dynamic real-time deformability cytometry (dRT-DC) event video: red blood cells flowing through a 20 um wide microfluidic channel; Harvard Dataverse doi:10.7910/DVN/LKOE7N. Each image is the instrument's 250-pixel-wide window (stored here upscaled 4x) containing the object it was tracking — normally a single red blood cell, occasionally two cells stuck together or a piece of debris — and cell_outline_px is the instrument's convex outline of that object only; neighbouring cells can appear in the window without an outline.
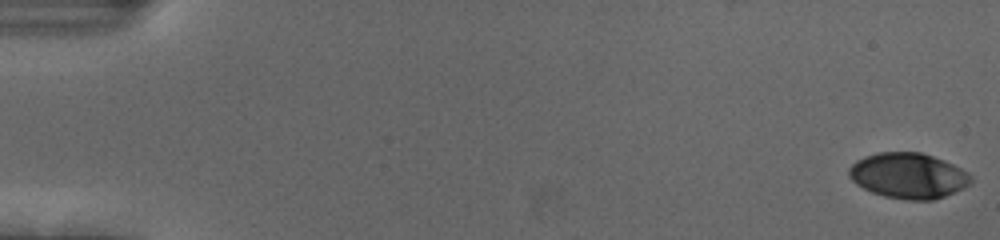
{"species": "human", "species_latin": "Homo sapiens", "temperature_condition": "cold", "stored_images_in_passage": 56, "camera_frame_rate_fps": 3000, "um_per_image_px": 0.085, "donor": {"sex": "female"}, "frame": {"image": 1, "passage_image": 1, "time_ms": 0.0, "image_size_px": [1000, 240], "cell_outline_px": [[972, 184], [964, 188], [944, 196], [932, 200], [908, 200], [884, 196], [872, 192], [856, 184], [848, 176], [848, 168], [856, 160], [864, 156], [876, 152], [920, 152], [944, 160], [968, 172], [972, 176]], "centroid_in_image_um": [77.2, 14.93], "position_along_channel_um": 7.8, "area_um2": 32.48}}
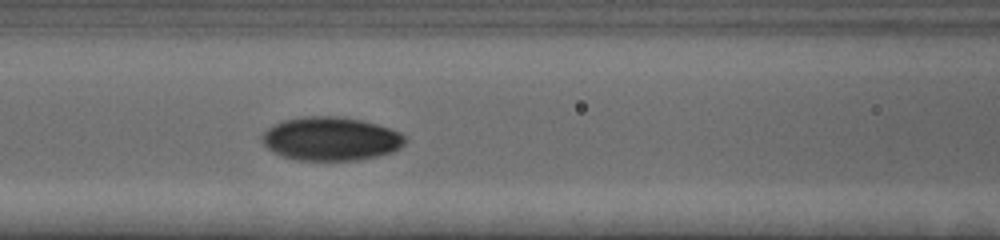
{"frame": {"image": 2, "passage_image": 25, "time_ms": 8.0, "image_size_px": [1000, 240], "cell_outline_px": [[408, 140], [400, 148], [392, 152], [376, 156], [356, 160], [296, 160], [272, 152], [264, 144], [260, 136], [272, 124], [284, 120], [304, 116], [336, 116], [360, 120], [376, 124], [400, 132], [408, 136]], "centroid_in_image_um": [28.12, 11.79], "position_along_channel_um": 138.5, "area_um2": 36.41}}
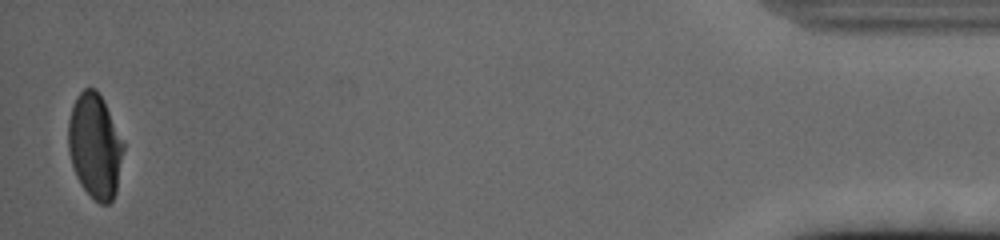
{"frame": {"image": 3, "passage_image": 55, "time_ms": 18.0, "image_size_px": [1000, 240], "cell_outline_px": [[124, 148], [116, 192], [112, 200], [108, 204], [100, 204], [80, 184], [76, 176], [68, 152], [68, 120], [72, 104], [76, 96], [84, 88], [96, 88], [104, 100], [124, 144]], "centroid_in_image_um": [8.05, 12.38], "position_along_channel_um": 427.1, "area_um2": 33.7}, "authors_computed_cell_mechanics": {"area_um2": 34.4488, "velocity_mm_per_s": 3.7038, "shape_relaxation_time_tau1_ms": 3.7679, "shape_relaxation_time_tau2_ms": 1.4807, "deformation_change_tau1": 0.1818, "deformation_change_tau2": 0.0297}}